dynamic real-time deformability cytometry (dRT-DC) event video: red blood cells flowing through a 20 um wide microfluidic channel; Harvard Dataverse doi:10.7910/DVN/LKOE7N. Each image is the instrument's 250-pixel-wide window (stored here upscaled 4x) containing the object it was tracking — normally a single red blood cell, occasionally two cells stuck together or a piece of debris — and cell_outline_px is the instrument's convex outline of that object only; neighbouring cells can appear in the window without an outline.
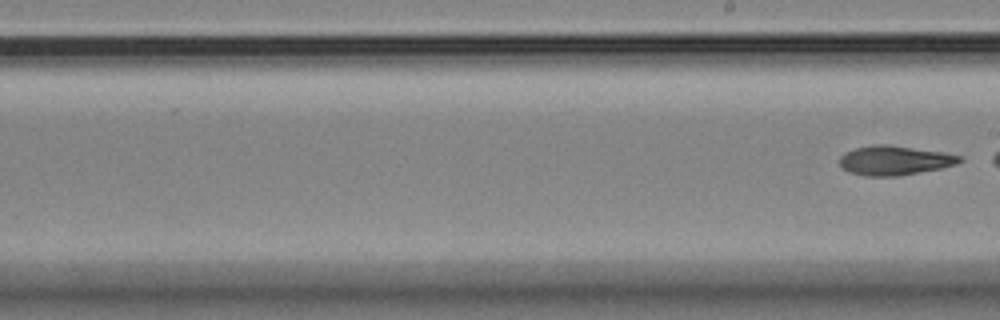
{"species": "Egyptian fruit bat (a non-hibernating species)", "species_latin": "Rousettus aegyptiacus", "temperature_condition": "room temperature", "stored_images_in_passage": 9, "segment_of_instrument_passage": [2, 2], "camera_frame_rate_fps": 3000, "um_per_image_px": 0.085, "animal": {"sex": "female"}, "frame": {"image": 1, "passage_image": 9, "time_ms": 10.333, "image_size_px": [1000, 320], "cell_outline_px": [[964, 160], [956, 164], [940, 168], [900, 176], [864, 176], [848, 172], [840, 164], [840, 156], [844, 152], [856, 148], [872, 144], [888, 144], [940, 152], [964, 156]], "centroid_in_image_um": [76.03, 13.63], "position_along_channel_um": 213.0, "area_um2": 20.58}}